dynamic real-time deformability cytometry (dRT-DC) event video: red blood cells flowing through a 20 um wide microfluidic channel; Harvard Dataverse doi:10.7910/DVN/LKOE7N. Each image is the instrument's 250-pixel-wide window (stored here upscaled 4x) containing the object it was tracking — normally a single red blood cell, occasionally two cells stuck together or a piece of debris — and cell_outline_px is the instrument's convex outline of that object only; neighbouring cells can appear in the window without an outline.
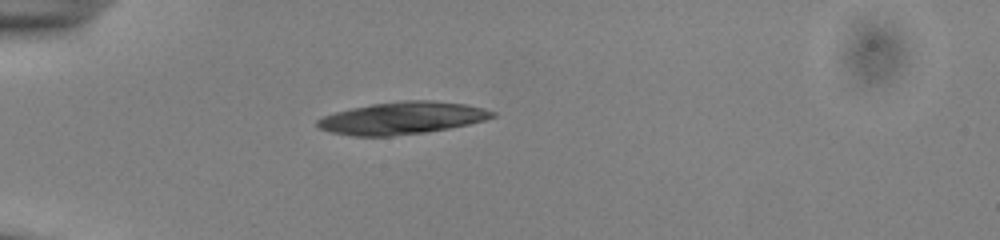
{"species": "common noctule bat (a hibernating species)", "species_latin": "Nyctalus noctula", "temperature_condition": "cold", "stored_images_in_passage": 38, "camera_frame_rate_fps": 3000, "um_per_image_px": 0.085, "animal": {"sex": "male", "body_mass_g": 13.0, "forearm_length_mm": 53.1}, "frame": {"image": 1, "passage_image": 1, "time_ms": 0.0, "image_size_px": [1000, 240], "cell_outline_px": [[496, 116], [484, 120], [468, 124], [448, 128], [424, 132], [392, 136], [352, 136], [328, 132], [320, 128], [316, 124], [316, 120], [324, 116], [336, 112], [352, 108], [372, 104], [400, 100], [432, 100], [468, 104], [484, 108], [496, 112]], "centroid_in_image_um": [34.19, 10.03], "position_along_channel_um": 50.8, "area_um2": 32.95}}